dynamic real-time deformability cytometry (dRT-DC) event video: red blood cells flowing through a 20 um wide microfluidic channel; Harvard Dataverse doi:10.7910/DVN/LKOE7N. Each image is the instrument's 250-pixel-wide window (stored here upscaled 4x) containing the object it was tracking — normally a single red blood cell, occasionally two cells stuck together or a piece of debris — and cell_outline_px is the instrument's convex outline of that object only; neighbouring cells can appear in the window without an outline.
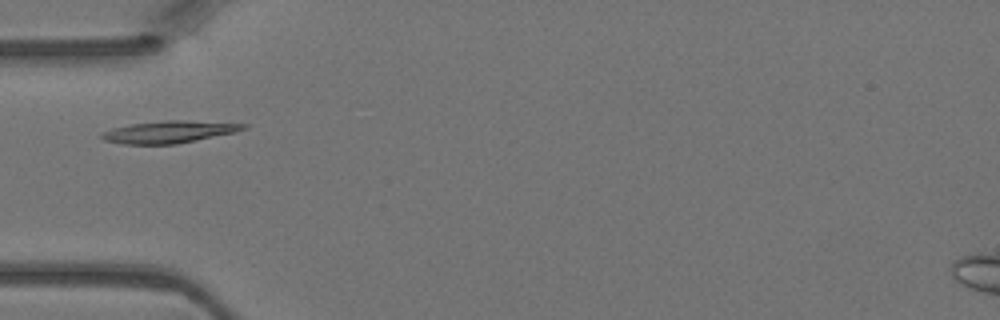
{"species": "Egyptian fruit bat (a non-hibernating species)", "species_latin": "Rousettus aegyptiacus", "temperature_condition": "warm", "stored_images_in_passage": 3, "camera_frame_rate_fps": 3000, "um_per_image_px": 0.085, "animal": {"sex": "female"}, "frame": {"image": 1, "passage_image": 3, "time_ms": 0.667, "image_size_px": [1000, 320], "cell_outline_px": [[248, 124], [244, 128], [236, 132], [176, 144], [124, 144], [104, 140], [100, 136], [104, 132], [112, 128], [132, 124], [164, 120], [180, 120]], "centroid_in_image_um": [14.36, 11.21], "position_along_channel_um": 70.6, "area_um2": 17.98}}